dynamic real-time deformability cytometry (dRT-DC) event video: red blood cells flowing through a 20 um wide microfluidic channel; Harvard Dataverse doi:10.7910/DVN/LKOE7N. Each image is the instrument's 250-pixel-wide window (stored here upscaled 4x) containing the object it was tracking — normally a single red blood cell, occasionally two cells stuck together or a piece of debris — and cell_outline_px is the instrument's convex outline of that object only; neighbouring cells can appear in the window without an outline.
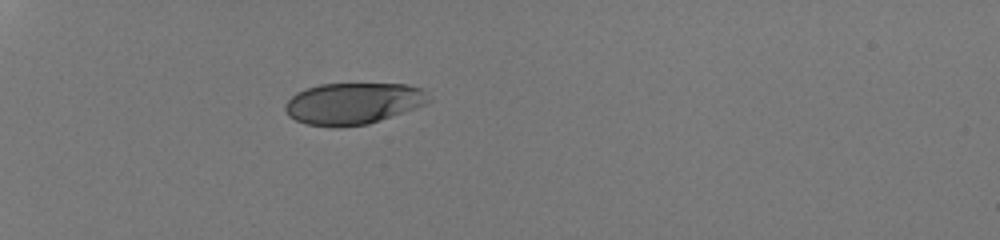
{"species": "human", "species_latin": "Homo sapiens", "temperature_condition": "room temperature", "stored_images_in_passage": 35, "camera_frame_rate_fps": 3000, "um_per_image_px": 0.085, "donor": {"sex": "male"}, "frame": {"image": 1, "passage_image": 1, "time_ms": 0.0, "image_size_px": [1000, 240], "cell_outline_px": [[432, 100], [424, 104], [368, 124], [340, 128], [332, 128], [308, 124], [296, 120], [288, 116], [284, 108], [284, 104], [296, 92], [320, 84], [408, 84], [424, 88]], "centroid_in_image_um": [30.0, 8.8], "position_along_channel_um": 55.0, "area_um2": 34.85}}
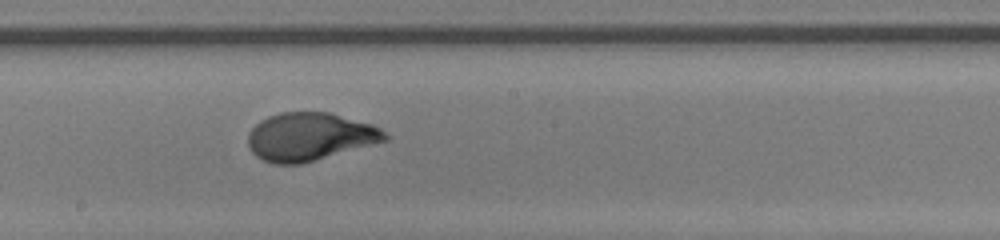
{"frame": {"image": 2, "passage_image": 16, "time_ms": 5.0, "image_size_px": [1000, 240], "cell_outline_px": [[388, 140], [300, 164], [272, 164], [256, 156], [248, 148], [248, 136], [252, 128], [260, 120], [268, 116], [280, 112], [328, 112], [372, 124], [380, 128], [388, 136]], "centroid_in_image_um": [26.3, 11.62], "position_along_channel_um": 221.9, "area_um2": 38.15}}
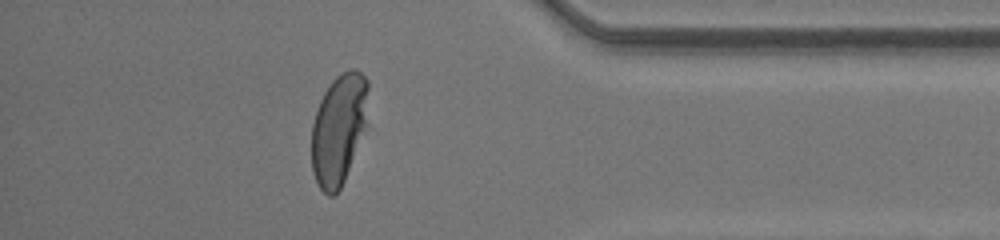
{"frame": {"image": 3, "passage_image": 30, "time_ms": 9.667, "image_size_px": [1000, 240], "cell_outline_px": [[368, 124], [344, 180], [340, 188], [332, 196], [328, 196], [320, 188], [312, 172], [312, 124], [320, 100], [324, 92], [332, 80], [340, 72], [348, 68], [356, 68], [368, 80]], "centroid_in_image_um": [28.82, 10.92], "position_along_channel_um": 406.4, "area_um2": 36.93}, "authors_computed_cell_mechanics": {"area_um2": 37.859, "velocity_mm_per_s": 4.2612, "shape_relaxation_time_tau1_ms": 4.3084, "shape_relaxation_time_tau2_ms": null, "deformation_change_tau1": 0.2165, "deformation_change_tau2": null}}